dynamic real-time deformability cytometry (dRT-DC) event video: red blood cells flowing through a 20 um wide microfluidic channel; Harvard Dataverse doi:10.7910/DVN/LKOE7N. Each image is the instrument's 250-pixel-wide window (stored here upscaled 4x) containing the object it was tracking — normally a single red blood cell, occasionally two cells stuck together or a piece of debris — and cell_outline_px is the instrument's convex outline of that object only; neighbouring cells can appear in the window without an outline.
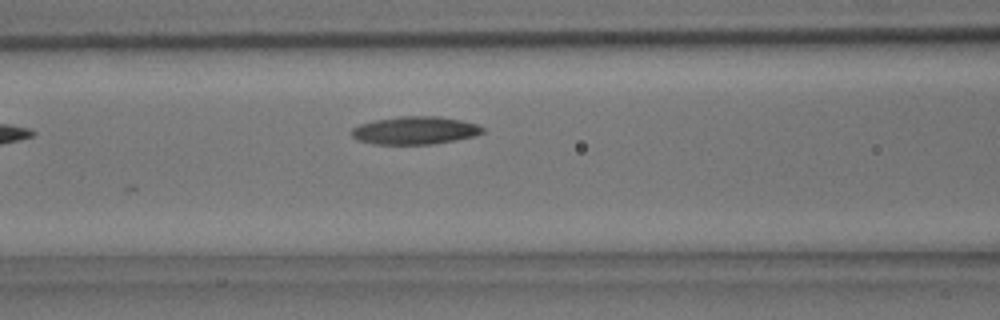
{"species": "common noctule bat (a hibernating species)", "species_latin": "Nyctalus noctula", "temperature_condition": "room temperature", "stored_images_in_passage": 3, "camera_frame_rate_fps": 3000, "um_per_image_px": 0.085, "animal": {"sex": "male", "body_mass_g": 15.6}, "frame": {"image": 1, "passage_image": 3, "time_ms": 2.333, "image_size_px": [1000, 320], "cell_outline_px": [[484, 132], [476, 136], [456, 140], [432, 144], [376, 144], [356, 140], [352, 136], [352, 128], [360, 124], [372, 120], [400, 116], [436, 116], [460, 120], [476, 124], [484, 128]], "centroid_in_image_um": [35.26, 11.08], "position_along_channel_um": 131.3, "area_um2": 21.33}}